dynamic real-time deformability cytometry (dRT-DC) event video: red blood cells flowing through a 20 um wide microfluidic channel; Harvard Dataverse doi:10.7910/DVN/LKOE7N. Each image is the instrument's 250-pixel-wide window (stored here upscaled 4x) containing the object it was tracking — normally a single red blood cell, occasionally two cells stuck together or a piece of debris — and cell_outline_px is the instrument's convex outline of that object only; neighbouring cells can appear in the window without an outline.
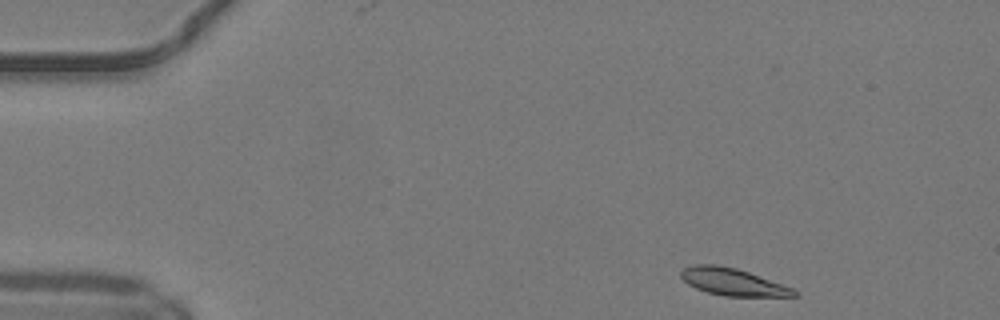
{"species": "common noctule bat (a hibernating species)", "species_latin": "Nyctalus noctula", "temperature_condition": "warm", "stored_images_in_passage": 44, "camera_frame_rate_fps": 3000, "um_per_image_px": 0.085, "animal": {"sex": "male", "body_mass_g": 19.2, "forearm_length_mm": 51.8}, "frame": {"image": 1, "passage_image": 1, "time_ms": 0.0, "image_size_px": [1000, 320], "cell_outline_px": [[796, 296], [724, 296], [708, 292], [696, 288], [688, 284], [680, 276], [680, 272], [684, 268], [696, 264], [716, 264], [736, 268], [748, 272], [792, 288], [796, 292]], "centroid_in_image_um": [62.23, 23.95], "position_along_channel_um": 22.8, "area_um2": 17.57}}
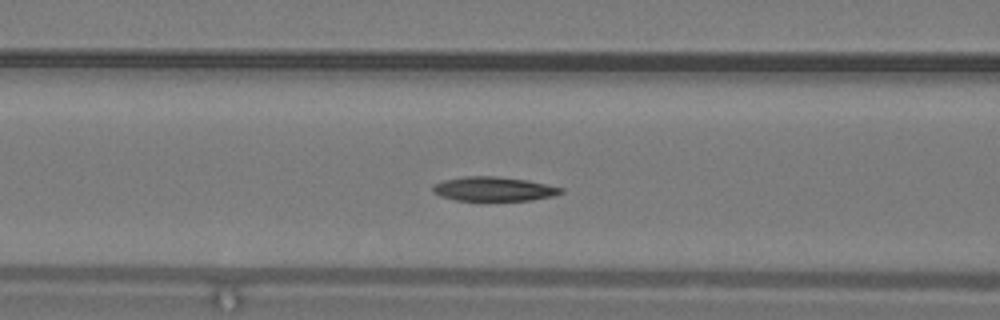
{"frame": {"image": 2, "passage_image": 15, "time_ms": 4.667, "image_size_px": [1000, 320], "cell_outline_px": [[564, 192], [552, 196], [532, 200], [456, 200], [440, 196], [432, 192], [432, 188], [436, 184], [444, 180], [464, 176], [496, 176], [524, 180], [564, 188]], "centroid_in_image_um": [41.95, 16.06], "position_along_channel_um": 124.6, "area_um2": 17.86}}
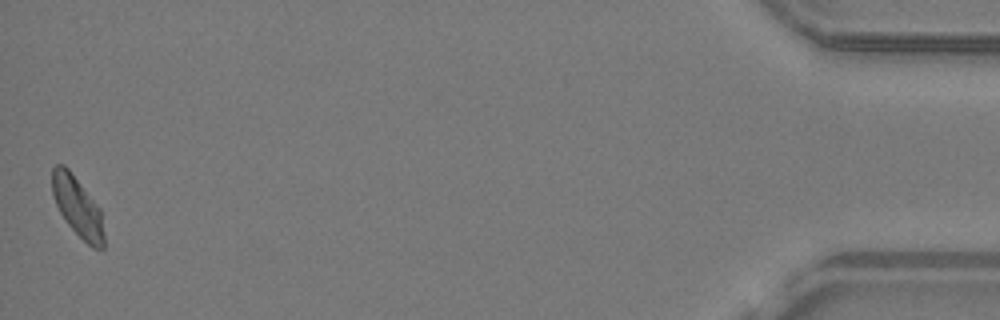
{"frame": {"image": 3, "passage_image": 44, "time_ms": 14.333, "image_size_px": [1000, 320], "cell_outline_px": [[104, 248], [92, 248], [64, 220], [52, 196], [52, 168], [56, 164], [64, 164], [68, 168], [100, 208], [104, 236]], "centroid_in_image_um": [6.57, 17.56], "position_along_channel_um": 428.6, "area_um2": 17.92}, "authors_computed_cell_mechanics": {"area_um2": 18.3226, "velocity_mm_per_s": 4.1269, "shape_relaxation_time_tau1_ms": 5.8463, "shape_relaxation_time_tau2_ms": null, "deformation_change_tau1": 0.1477, "deformation_change_tau2": null}}